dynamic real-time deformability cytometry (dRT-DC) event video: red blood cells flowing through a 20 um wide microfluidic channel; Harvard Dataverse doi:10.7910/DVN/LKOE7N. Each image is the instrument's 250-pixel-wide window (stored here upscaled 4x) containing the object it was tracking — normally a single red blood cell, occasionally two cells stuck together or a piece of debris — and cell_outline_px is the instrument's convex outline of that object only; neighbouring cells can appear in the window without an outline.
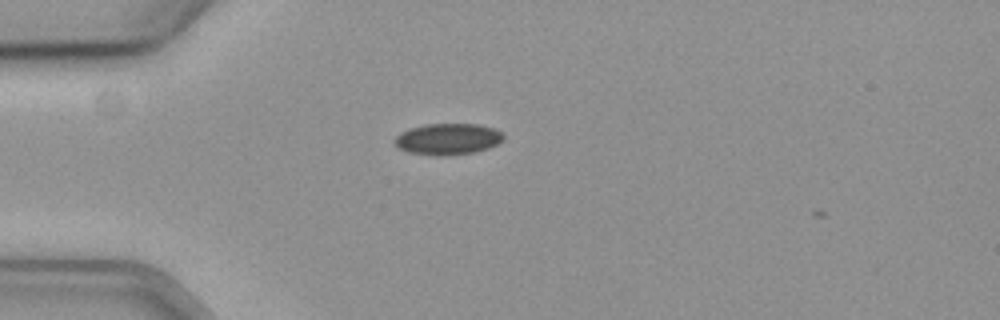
{"species": "common noctule bat (a hibernating species)", "species_latin": "Nyctalus noctula", "temperature_condition": "cold", "stored_images_in_passage": 3, "camera_frame_rate_fps": 3000, "um_per_image_px": 0.085, "animal": {"sex": "female", "body_mass_g": 19.3, "forearm_length_mm": 54.1}, "frame": {"image": 1, "passage_image": 1, "time_ms": 0.0, "image_size_px": [1000, 320], "cell_outline_px": [[504, 140], [488, 148], [476, 152], [448, 156], [440, 156], [408, 152], [400, 148], [396, 144], [396, 136], [400, 132], [424, 124], [476, 124], [496, 128], [504, 136]], "centroid_in_image_um": [38.11, 11.82], "position_along_channel_um": 46.9, "area_um2": 19.83}}